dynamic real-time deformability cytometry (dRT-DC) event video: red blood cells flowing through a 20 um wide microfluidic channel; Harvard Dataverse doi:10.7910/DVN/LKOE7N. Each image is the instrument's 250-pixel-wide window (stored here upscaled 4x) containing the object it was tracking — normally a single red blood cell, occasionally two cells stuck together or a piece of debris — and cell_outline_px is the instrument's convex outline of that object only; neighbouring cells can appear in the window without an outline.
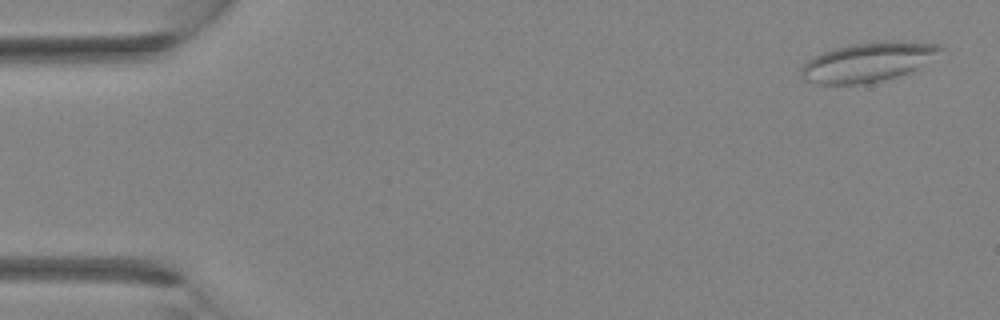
{"species": "Egyptian fruit bat (a non-hibernating species)", "species_latin": "Rousettus aegyptiacus", "temperature_condition": "room temperature", "stored_images_in_passage": 8, "camera_frame_rate_fps": 3000, "um_per_image_px": 0.085, "animal": {"sex": "female"}, "frame": {"image": 1, "passage_image": 2, "time_ms": 0.333, "image_size_px": [1000, 320], "cell_outline_px": [[948, 48], [916, 68], [908, 72], [896, 76], [864, 84], [812, 84], [804, 80], [800, 76], [800, 72], [804, 64], [808, 60], [824, 52], [836, 48], [852, 44], [884, 40], [936, 44]], "centroid_in_image_um": [73.75, 5.27], "position_along_channel_um": 11.3, "area_um2": 31.56}}